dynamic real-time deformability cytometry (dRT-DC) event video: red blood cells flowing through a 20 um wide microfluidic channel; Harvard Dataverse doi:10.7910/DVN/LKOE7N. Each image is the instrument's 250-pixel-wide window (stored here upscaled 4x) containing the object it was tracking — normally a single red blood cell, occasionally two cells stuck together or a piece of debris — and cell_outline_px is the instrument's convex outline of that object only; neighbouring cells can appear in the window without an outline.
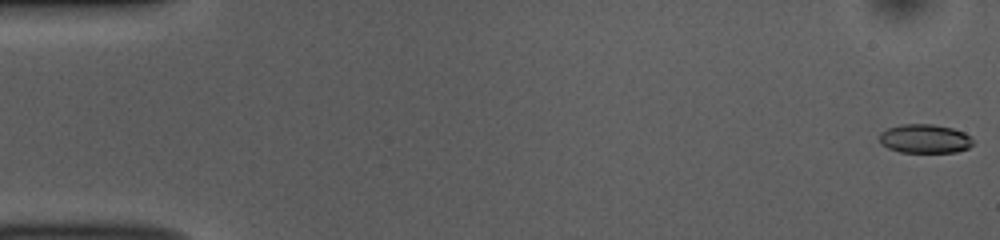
{"species": "common noctule bat (a hibernating species)", "species_latin": "Nyctalus noctula", "temperature_condition": "room temperature", "stored_images_in_passage": 52, "camera_frame_rate_fps": 3000, "um_per_image_px": 0.085, "animal": {"sex": "female", "body_mass_g": 10.0, "forearm_length_mm": 53.1}, "frame": {"image": 1, "passage_image": 1, "time_ms": 0.0, "image_size_px": [1000, 240], "cell_outline_px": [[972, 144], [968, 148], [956, 152], [900, 152], [888, 148], [880, 144], [880, 132], [888, 128], [900, 124], [932, 124], [952, 128], [964, 132], [972, 140]], "centroid_in_image_um": [78.57, 11.79], "position_along_channel_um": 6.4, "area_um2": 15.72}}
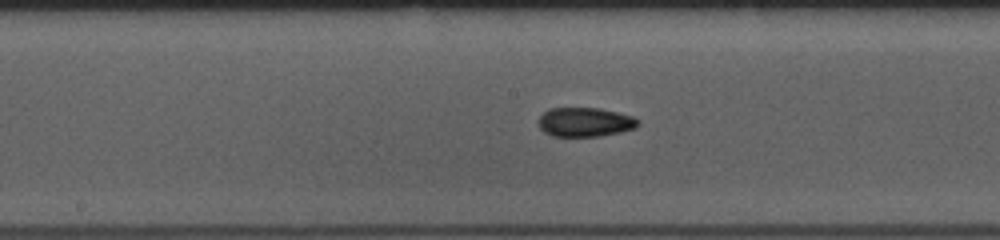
{"frame": {"image": 2, "passage_image": 27, "time_ms": 8.667, "image_size_px": [1000, 240], "cell_outline_px": [[640, 124], [636, 128], [620, 132], [600, 136], [552, 136], [544, 132], [540, 128], [540, 116], [548, 108], [600, 108], [632, 116], [640, 120]], "centroid_in_image_um": [49.75, 10.38], "position_along_channel_um": 198.4, "area_um2": 16.94}}
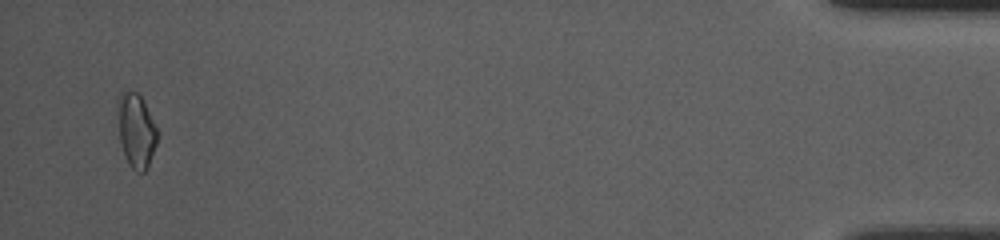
{"frame": {"image": 3, "passage_image": 51, "time_ms": 16.667, "image_size_px": [1000, 240], "cell_outline_px": [[156, 144], [148, 168], [144, 172], [136, 172], [128, 164], [124, 156], [120, 140], [116, 104], [116, 100], [120, 92], [124, 88], [136, 92], [140, 96], [156, 128]], "centroid_in_image_um": [11.52, 11.08], "position_along_channel_um": 423.7, "area_um2": 17.17}, "authors_computed_cell_mechanics": {"area_um2": 16.3285, "velocity_mm_per_s": 3.8405, "shape_relaxation_time_tau1_ms": 4.6279, "shape_relaxation_time_tau2_ms": 2.52, "deformation_change_tau1": 0.1275, "deformation_change_tau2": 0.0804}}